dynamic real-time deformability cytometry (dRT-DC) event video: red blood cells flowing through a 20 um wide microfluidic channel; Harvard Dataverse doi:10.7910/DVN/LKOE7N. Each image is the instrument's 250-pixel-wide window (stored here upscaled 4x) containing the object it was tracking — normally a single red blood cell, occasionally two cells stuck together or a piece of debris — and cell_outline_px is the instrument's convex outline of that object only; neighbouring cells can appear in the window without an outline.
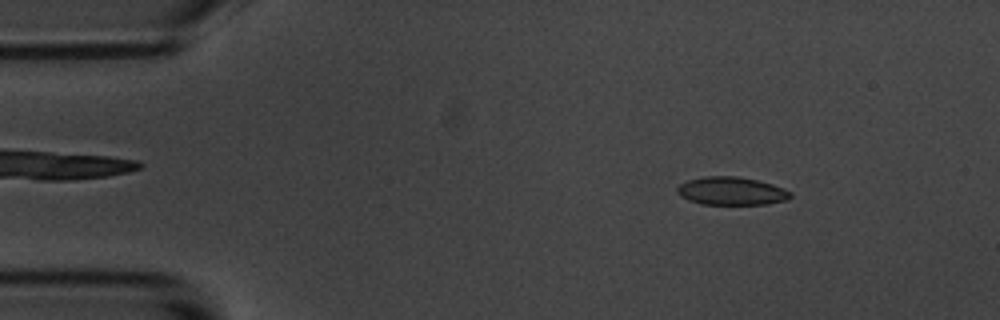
{"species": "common noctule bat (a hibernating species)", "species_latin": "Nyctalus noctula", "temperature_condition": "room temperature", "stored_images_in_passage": 52, "camera_frame_rate_fps": 3000, "um_per_image_px": 0.085, "animal": {"sex": "male", "body_mass_g": 20.1, "forearm_length_mm": 53.5}, "frame": {"image": 1, "passage_image": 4, "time_ms": 1.0, "image_size_px": [1000, 320], "cell_outline_px": [[792, 196], [788, 200], [768, 204], [704, 204], [688, 200], [680, 196], [676, 192], [676, 188], [680, 184], [688, 180], [704, 176], [736, 176], [756, 180], [772, 184], [784, 188], [792, 192]], "centroid_in_image_um": [62.18, 16.24], "position_along_channel_um": 22.8, "area_um2": 18.61}}
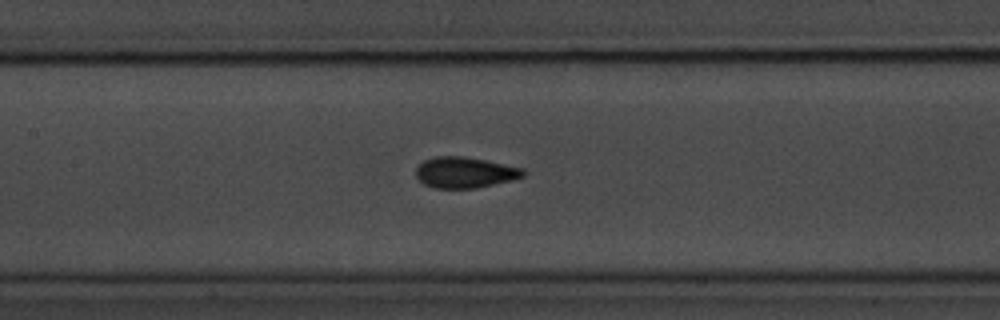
{"frame": {"image": 2, "passage_image": 22, "time_ms": 7.0, "image_size_px": [1000, 320], "cell_outline_px": [[528, 172], [524, 176], [512, 180], [476, 188], [436, 188], [424, 184], [416, 176], [416, 168], [424, 160], [436, 156], [464, 156], [524, 168]], "centroid_in_image_um": [39.54, 14.65], "position_along_channel_um": 167.9, "area_um2": 19.31}}
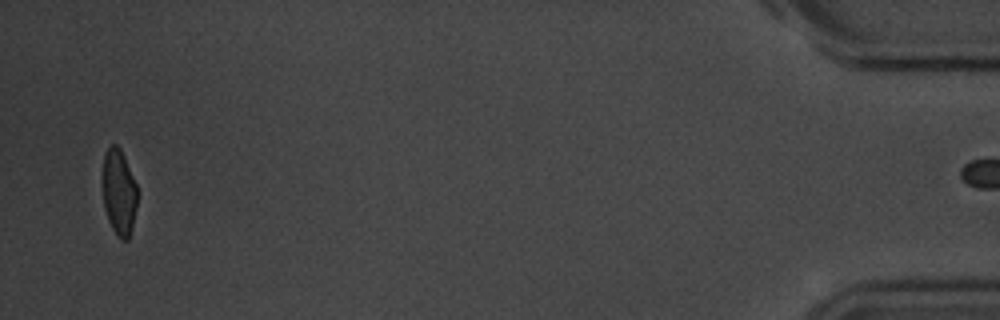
{"frame": {"image": 3, "passage_image": 51, "time_ms": 16.667, "image_size_px": [1000, 320], "cell_outline_px": [[136, 208], [132, 228], [128, 240], [120, 240], [116, 236], [108, 220], [104, 208], [104, 152], [112, 144], [116, 144], [120, 148], [124, 156], [136, 184]], "centroid_in_image_um": [10.12, 16.38], "position_along_channel_um": 425.1, "area_um2": 17.11}}